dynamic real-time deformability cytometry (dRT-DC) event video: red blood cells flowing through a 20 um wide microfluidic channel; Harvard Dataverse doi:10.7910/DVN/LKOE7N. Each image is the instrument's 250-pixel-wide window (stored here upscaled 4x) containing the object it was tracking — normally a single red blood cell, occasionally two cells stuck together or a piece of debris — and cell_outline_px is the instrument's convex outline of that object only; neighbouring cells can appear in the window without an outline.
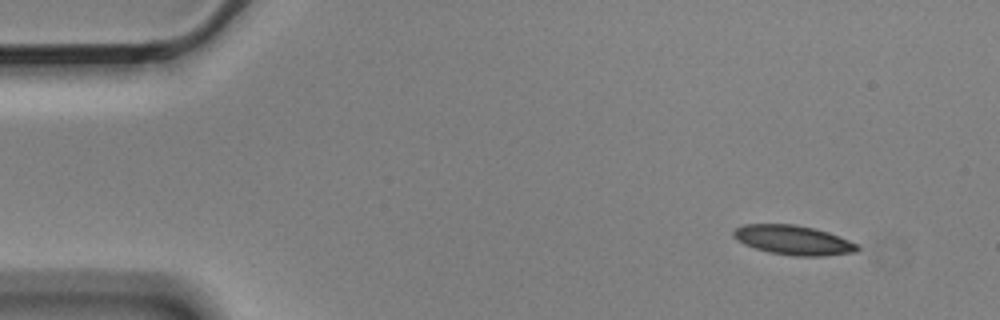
{"species": "Egyptian fruit bat (a non-hibernating species)", "species_latin": "Rousettus aegyptiacus", "temperature_condition": "cold", "stored_images_in_passage": 4, "segment_of_instrument_passage": [2, 2], "camera_frame_rate_fps": 3000, "um_per_image_px": 0.085, "animal": {"sex": "male"}, "frame": {"image": 1, "passage_image": 4, "time_ms": 1.0, "image_size_px": [1000, 320], "cell_outline_px": [[860, 248], [856, 252], [824, 256], [796, 256], [772, 252], [756, 248], [744, 244], [736, 240], [732, 236], [732, 232], [736, 228], [744, 224], [796, 224], [828, 232], [860, 244]], "centroid_in_image_um": [67.45, 20.4], "position_along_channel_um": 17.5, "area_um2": 21.27}}